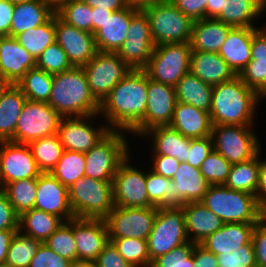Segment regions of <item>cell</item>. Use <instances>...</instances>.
Masks as SVG:
<instances>
[{
    "label": "cell",
    "mask_w": 266,
    "mask_h": 267,
    "mask_svg": "<svg viewBox=\"0 0 266 267\" xmlns=\"http://www.w3.org/2000/svg\"><path fill=\"white\" fill-rule=\"evenodd\" d=\"M148 75L132 69L100 104V115L107 119L111 130L131 133L145 118Z\"/></svg>",
    "instance_id": "6da1fadb"
},
{
    "label": "cell",
    "mask_w": 266,
    "mask_h": 267,
    "mask_svg": "<svg viewBox=\"0 0 266 267\" xmlns=\"http://www.w3.org/2000/svg\"><path fill=\"white\" fill-rule=\"evenodd\" d=\"M260 99L262 97L249 88L238 75L213 86L209 112L212 124L252 126Z\"/></svg>",
    "instance_id": "7a4b0ae2"
},
{
    "label": "cell",
    "mask_w": 266,
    "mask_h": 267,
    "mask_svg": "<svg viewBox=\"0 0 266 267\" xmlns=\"http://www.w3.org/2000/svg\"><path fill=\"white\" fill-rule=\"evenodd\" d=\"M48 104L62 117L99 115L100 103L90 91L82 67L53 74V84Z\"/></svg>",
    "instance_id": "3957f363"
},
{
    "label": "cell",
    "mask_w": 266,
    "mask_h": 267,
    "mask_svg": "<svg viewBox=\"0 0 266 267\" xmlns=\"http://www.w3.org/2000/svg\"><path fill=\"white\" fill-rule=\"evenodd\" d=\"M200 202L224 223L260 221V206L255 195L229 189L225 185H210Z\"/></svg>",
    "instance_id": "277c9868"
},
{
    "label": "cell",
    "mask_w": 266,
    "mask_h": 267,
    "mask_svg": "<svg viewBox=\"0 0 266 267\" xmlns=\"http://www.w3.org/2000/svg\"><path fill=\"white\" fill-rule=\"evenodd\" d=\"M74 217L105 219L115 207L113 181L81 177L68 187Z\"/></svg>",
    "instance_id": "5b68a950"
},
{
    "label": "cell",
    "mask_w": 266,
    "mask_h": 267,
    "mask_svg": "<svg viewBox=\"0 0 266 267\" xmlns=\"http://www.w3.org/2000/svg\"><path fill=\"white\" fill-rule=\"evenodd\" d=\"M142 11L149 20L155 46L190 43L193 21L170 0L159 2Z\"/></svg>",
    "instance_id": "8992f818"
},
{
    "label": "cell",
    "mask_w": 266,
    "mask_h": 267,
    "mask_svg": "<svg viewBox=\"0 0 266 267\" xmlns=\"http://www.w3.org/2000/svg\"><path fill=\"white\" fill-rule=\"evenodd\" d=\"M124 131L111 130L85 154V176L113 181L120 164L130 155Z\"/></svg>",
    "instance_id": "52a82bcc"
},
{
    "label": "cell",
    "mask_w": 266,
    "mask_h": 267,
    "mask_svg": "<svg viewBox=\"0 0 266 267\" xmlns=\"http://www.w3.org/2000/svg\"><path fill=\"white\" fill-rule=\"evenodd\" d=\"M191 52L190 43L157 45L143 70L149 79L175 87L189 72Z\"/></svg>",
    "instance_id": "ba28073f"
},
{
    "label": "cell",
    "mask_w": 266,
    "mask_h": 267,
    "mask_svg": "<svg viewBox=\"0 0 266 267\" xmlns=\"http://www.w3.org/2000/svg\"><path fill=\"white\" fill-rule=\"evenodd\" d=\"M188 242L182 209L158 208L147 239L150 265L154 259Z\"/></svg>",
    "instance_id": "9c48e42d"
},
{
    "label": "cell",
    "mask_w": 266,
    "mask_h": 267,
    "mask_svg": "<svg viewBox=\"0 0 266 267\" xmlns=\"http://www.w3.org/2000/svg\"><path fill=\"white\" fill-rule=\"evenodd\" d=\"M251 128L240 125H213L211 132L213 150L231 164L254 158L262 149L258 137Z\"/></svg>",
    "instance_id": "30bf717a"
},
{
    "label": "cell",
    "mask_w": 266,
    "mask_h": 267,
    "mask_svg": "<svg viewBox=\"0 0 266 267\" xmlns=\"http://www.w3.org/2000/svg\"><path fill=\"white\" fill-rule=\"evenodd\" d=\"M62 116L48 103L26 100L10 142L29 144L57 134Z\"/></svg>",
    "instance_id": "8fae6325"
},
{
    "label": "cell",
    "mask_w": 266,
    "mask_h": 267,
    "mask_svg": "<svg viewBox=\"0 0 266 267\" xmlns=\"http://www.w3.org/2000/svg\"><path fill=\"white\" fill-rule=\"evenodd\" d=\"M95 99L101 104L115 85L132 69L116 52H101L82 66Z\"/></svg>",
    "instance_id": "7c38bea8"
},
{
    "label": "cell",
    "mask_w": 266,
    "mask_h": 267,
    "mask_svg": "<svg viewBox=\"0 0 266 267\" xmlns=\"http://www.w3.org/2000/svg\"><path fill=\"white\" fill-rule=\"evenodd\" d=\"M157 207L125 208L115 206L104 219L109 238H138L147 240L152 230Z\"/></svg>",
    "instance_id": "4fadbf2b"
},
{
    "label": "cell",
    "mask_w": 266,
    "mask_h": 267,
    "mask_svg": "<svg viewBox=\"0 0 266 267\" xmlns=\"http://www.w3.org/2000/svg\"><path fill=\"white\" fill-rule=\"evenodd\" d=\"M154 48L147 15L138 11L131 18L126 40L116 53L131 69L143 70Z\"/></svg>",
    "instance_id": "5bb4252c"
},
{
    "label": "cell",
    "mask_w": 266,
    "mask_h": 267,
    "mask_svg": "<svg viewBox=\"0 0 266 267\" xmlns=\"http://www.w3.org/2000/svg\"><path fill=\"white\" fill-rule=\"evenodd\" d=\"M177 98L175 87L149 79L145 118L130 133L142 136L154 127L169 126L176 106Z\"/></svg>",
    "instance_id": "9a60e30c"
},
{
    "label": "cell",
    "mask_w": 266,
    "mask_h": 267,
    "mask_svg": "<svg viewBox=\"0 0 266 267\" xmlns=\"http://www.w3.org/2000/svg\"><path fill=\"white\" fill-rule=\"evenodd\" d=\"M115 206L152 207L146 190V173L131 166L129 156L120 164L113 178Z\"/></svg>",
    "instance_id": "2e32d148"
},
{
    "label": "cell",
    "mask_w": 266,
    "mask_h": 267,
    "mask_svg": "<svg viewBox=\"0 0 266 267\" xmlns=\"http://www.w3.org/2000/svg\"><path fill=\"white\" fill-rule=\"evenodd\" d=\"M41 173L27 144L1 142L0 188L16 180L38 178Z\"/></svg>",
    "instance_id": "e0dca14e"
},
{
    "label": "cell",
    "mask_w": 266,
    "mask_h": 267,
    "mask_svg": "<svg viewBox=\"0 0 266 267\" xmlns=\"http://www.w3.org/2000/svg\"><path fill=\"white\" fill-rule=\"evenodd\" d=\"M96 116L62 117L57 135L64 150L86 153L111 131L107 124L91 126L88 120Z\"/></svg>",
    "instance_id": "ac0fdd59"
},
{
    "label": "cell",
    "mask_w": 266,
    "mask_h": 267,
    "mask_svg": "<svg viewBox=\"0 0 266 267\" xmlns=\"http://www.w3.org/2000/svg\"><path fill=\"white\" fill-rule=\"evenodd\" d=\"M55 40L74 67L87 64L98 52L93 33L66 24L55 13Z\"/></svg>",
    "instance_id": "d6986e66"
},
{
    "label": "cell",
    "mask_w": 266,
    "mask_h": 267,
    "mask_svg": "<svg viewBox=\"0 0 266 267\" xmlns=\"http://www.w3.org/2000/svg\"><path fill=\"white\" fill-rule=\"evenodd\" d=\"M34 209L58 216L64 222L74 218L68 188L51 173H41L37 178Z\"/></svg>",
    "instance_id": "ffe728a7"
},
{
    "label": "cell",
    "mask_w": 266,
    "mask_h": 267,
    "mask_svg": "<svg viewBox=\"0 0 266 267\" xmlns=\"http://www.w3.org/2000/svg\"><path fill=\"white\" fill-rule=\"evenodd\" d=\"M73 235L78 261H95L109 242L104 219L73 218Z\"/></svg>",
    "instance_id": "44dd1931"
},
{
    "label": "cell",
    "mask_w": 266,
    "mask_h": 267,
    "mask_svg": "<svg viewBox=\"0 0 266 267\" xmlns=\"http://www.w3.org/2000/svg\"><path fill=\"white\" fill-rule=\"evenodd\" d=\"M36 68V59L13 36H0V77L16 84L24 74Z\"/></svg>",
    "instance_id": "7402d4cb"
},
{
    "label": "cell",
    "mask_w": 266,
    "mask_h": 267,
    "mask_svg": "<svg viewBox=\"0 0 266 267\" xmlns=\"http://www.w3.org/2000/svg\"><path fill=\"white\" fill-rule=\"evenodd\" d=\"M138 11L126 7L108 15L102 26L93 34L97 50L117 52L126 40L131 18Z\"/></svg>",
    "instance_id": "603a6c76"
},
{
    "label": "cell",
    "mask_w": 266,
    "mask_h": 267,
    "mask_svg": "<svg viewBox=\"0 0 266 267\" xmlns=\"http://www.w3.org/2000/svg\"><path fill=\"white\" fill-rule=\"evenodd\" d=\"M169 126L184 137L196 139L211 136L213 124L209 112L190 104L177 102Z\"/></svg>",
    "instance_id": "cb8c5ba5"
},
{
    "label": "cell",
    "mask_w": 266,
    "mask_h": 267,
    "mask_svg": "<svg viewBox=\"0 0 266 267\" xmlns=\"http://www.w3.org/2000/svg\"><path fill=\"white\" fill-rule=\"evenodd\" d=\"M255 224L257 223H224L200 245L215 255L232 253L251 241Z\"/></svg>",
    "instance_id": "d4e9b609"
},
{
    "label": "cell",
    "mask_w": 266,
    "mask_h": 267,
    "mask_svg": "<svg viewBox=\"0 0 266 267\" xmlns=\"http://www.w3.org/2000/svg\"><path fill=\"white\" fill-rule=\"evenodd\" d=\"M257 29L232 27L218 52L236 75H239L251 60L252 38Z\"/></svg>",
    "instance_id": "484cf974"
},
{
    "label": "cell",
    "mask_w": 266,
    "mask_h": 267,
    "mask_svg": "<svg viewBox=\"0 0 266 267\" xmlns=\"http://www.w3.org/2000/svg\"><path fill=\"white\" fill-rule=\"evenodd\" d=\"M189 241L200 244L219 230L224 222L201 202H189L182 208ZM192 236V237H191Z\"/></svg>",
    "instance_id": "4316f807"
},
{
    "label": "cell",
    "mask_w": 266,
    "mask_h": 267,
    "mask_svg": "<svg viewBox=\"0 0 266 267\" xmlns=\"http://www.w3.org/2000/svg\"><path fill=\"white\" fill-rule=\"evenodd\" d=\"M189 71L211 86L237 76L218 53L204 51L191 52Z\"/></svg>",
    "instance_id": "83f0119b"
},
{
    "label": "cell",
    "mask_w": 266,
    "mask_h": 267,
    "mask_svg": "<svg viewBox=\"0 0 266 267\" xmlns=\"http://www.w3.org/2000/svg\"><path fill=\"white\" fill-rule=\"evenodd\" d=\"M231 28L216 18L193 21L191 50L218 53Z\"/></svg>",
    "instance_id": "f1b7e54d"
},
{
    "label": "cell",
    "mask_w": 266,
    "mask_h": 267,
    "mask_svg": "<svg viewBox=\"0 0 266 267\" xmlns=\"http://www.w3.org/2000/svg\"><path fill=\"white\" fill-rule=\"evenodd\" d=\"M153 138V154L176 158L179 162H187L190 151V138L184 137L180 132L170 126H158L147 130L143 136Z\"/></svg>",
    "instance_id": "f546056e"
},
{
    "label": "cell",
    "mask_w": 266,
    "mask_h": 267,
    "mask_svg": "<svg viewBox=\"0 0 266 267\" xmlns=\"http://www.w3.org/2000/svg\"><path fill=\"white\" fill-rule=\"evenodd\" d=\"M172 181V193L179 195L185 203L200 202L210 187L200 169L191 166L187 162H180Z\"/></svg>",
    "instance_id": "4dcf8cb0"
},
{
    "label": "cell",
    "mask_w": 266,
    "mask_h": 267,
    "mask_svg": "<svg viewBox=\"0 0 266 267\" xmlns=\"http://www.w3.org/2000/svg\"><path fill=\"white\" fill-rule=\"evenodd\" d=\"M55 11L44 0H30L14 4L10 36L45 23Z\"/></svg>",
    "instance_id": "1f68e13d"
},
{
    "label": "cell",
    "mask_w": 266,
    "mask_h": 267,
    "mask_svg": "<svg viewBox=\"0 0 266 267\" xmlns=\"http://www.w3.org/2000/svg\"><path fill=\"white\" fill-rule=\"evenodd\" d=\"M27 98L16 84H9L0 97V140L9 141L15 133Z\"/></svg>",
    "instance_id": "d6a6232c"
},
{
    "label": "cell",
    "mask_w": 266,
    "mask_h": 267,
    "mask_svg": "<svg viewBox=\"0 0 266 267\" xmlns=\"http://www.w3.org/2000/svg\"><path fill=\"white\" fill-rule=\"evenodd\" d=\"M266 10V0H224L216 18L232 27L256 28L252 21Z\"/></svg>",
    "instance_id": "836d02e7"
},
{
    "label": "cell",
    "mask_w": 266,
    "mask_h": 267,
    "mask_svg": "<svg viewBox=\"0 0 266 267\" xmlns=\"http://www.w3.org/2000/svg\"><path fill=\"white\" fill-rule=\"evenodd\" d=\"M177 102L190 104L210 112L213 86L203 82L190 71L175 86Z\"/></svg>",
    "instance_id": "e575fe53"
},
{
    "label": "cell",
    "mask_w": 266,
    "mask_h": 267,
    "mask_svg": "<svg viewBox=\"0 0 266 267\" xmlns=\"http://www.w3.org/2000/svg\"><path fill=\"white\" fill-rule=\"evenodd\" d=\"M63 222L58 216L33 208L23 212L19 216V231L23 232L22 234L26 236L44 243Z\"/></svg>",
    "instance_id": "d590c367"
},
{
    "label": "cell",
    "mask_w": 266,
    "mask_h": 267,
    "mask_svg": "<svg viewBox=\"0 0 266 267\" xmlns=\"http://www.w3.org/2000/svg\"><path fill=\"white\" fill-rule=\"evenodd\" d=\"M146 190L149 201L157 208L182 209L186 203L176 194H173V181L154 171L146 173Z\"/></svg>",
    "instance_id": "8d00e7d4"
},
{
    "label": "cell",
    "mask_w": 266,
    "mask_h": 267,
    "mask_svg": "<svg viewBox=\"0 0 266 267\" xmlns=\"http://www.w3.org/2000/svg\"><path fill=\"white\" fill-rule=\"evenodd\" d=\"M260 154L259 152L254 158L248 161L233 164L224 185L229 189L255 195L258 186Z\"/></svg>",
    "instance_id": "74e56055"
},
{
    "label": "cell",
    "mask_w": 266,
    "mask_h": 267,
    "mask_svg": "<svg viewBox=\"0 0 266 267\" xmlns=\"http://www.w3.org/2000/svg\"><path fill=\"white\" fill-rule=\"evenodd\" d=\"M15 39L37 59L50 44L56 41L55 13L42 25L17 34Z\"/></svg>",
    "instance_id": "f35d334b"
},
{
    "label": "cell",
    "mask_w": 266,
    "mask_h": 267,
    "mask_svg": "<svg viewBox=\"0 0 266 267\" xmlns=\"http://www.w3.org/2000/svg\"><path fill=\"white\" fill-rule=\"evenodd\" d=\"M53 84V74L33 68L16 83L27 100L48 103Z\"/></svg>",
    "instance_id": "ab89813d"
},
{
    "label": "cell",
    "mask_w": 266,
    "mask_h": 267,
    "mask_svg": "<svg viewBox=\"0 0 266 267\" xmlns=\"http://www.w3.org/2000/svg\"><path fill=\"white\" fill-rule=\"evenodd\" d=\"M33 158L42 173H50L60 160L64 148L57 134L28 144Z\"/></svg>",
    "instance_id": "60d3db41"
},
{
    "label": "cell",
    "mask_w": 266,
    "mask_h": 267,
    "mask_svg": "<svg viewBox=\"0 0 266 267\" xmlns=\"http://www.w3.org/2000/svg\"><path fill=\"white\" fill-rule=\"evenodd\" d=\"M15 212L20 216L23 212L33 209L37 192V178L16 180L2 188Z\"/></svg>",
    "instance_id": "b9f144b4"
},
{
    "label": "cell",
    "mask_w": 266,
    "mask_h": 267,
    "mask_svg": "<svg viewBox=\"0 0 266 267\" xmlns=\"http://www.w3.org/2000/svg\"><path fill=\"white\" fill-rule=\"evenodd\" d=\"M67 188L85 176V154L64 150L57 165L50 172Z\"/></svg>",
    "instance_id": "7bdbcfd3"
},
{
    "label": "cell",
    "mask_w": 266,
    "mask_h": 267,
    "mask_svg": "<svg viewBox=\"0 0 266 267\" xmlns=\"http://www.w3.org/2000/svg\"><path fill=\"white\" fill-rule=\"evenodd\" d=\"M41 242L17 231L9 246L5 266L29 267Z\"/></svg>",
    "instance_id": "ee69618b"
},
{
    "label": "cell",
    "mask_w": 266,
    "mask_h": 267,
    "mask_svg": "<svg viewBox=\"0 0 266 267\" xmlns=\"http://www.w3.org/2000/svg\"><path fill=\"white\" fill-rule=\"evenodd\" d=\"M56 15L66 24L92 33V8L82 0H69L56 11Z\"/></svg>",
    "instance_id": "f6af8a7d"
},
{
    "label": "cell",
    "mask_w": 266,
    "mask_h": 267,
    "mask_svg": "<svg viewBox=\"0 0 266 267\" xmlns=\"http://www.w3.org/2000/svg\"><path fill=\"white\" fill-rule=\"evenodd\" d=\"M118 253L133 267H150L147 240L138 238H109Z\"/></svg>",
    "instance_id": "bcb514c9"
},
{
    "label": "cell",
    "mask_w": 266,
    "mask_h": 267,
    "mask_svg": "<svg viewBox=\"0 0 266 267\" xmlns=\"http://www.w3.org/2000/svg\"><path fill=\"white\" fill-rule=\"evenodd\" d=\"M44 243L61 257L72 262L78 261L77 248L73 235V218L63 222Z\"/></svg>",
    "instance_id": "7dc6e473"
},
{
    "label": "cell",
    "mask_w": 266,
    "mask_h": 267,
    "mask_svg": "<svg viewBox=\"0 0 266 267\" xmlns=\"http://www.w3.org/2000/svg\"><path fill=\"white\" fill-rule=\"evenodd\" d=\"M221 154L213 150L200 166V172L210 185H224L228 179L231 167Z\"/></svg>",
    "instance_id": "c3c4849f"
},
{
    "label": "cell",
    "mask_w": 266,
    "mask_h": 267,
    "mask_svg": "<svg viewBox=\"0 0 266 267\" xmlns=\"http://www.w3.org/2000/svg\"><path fill=\"white\" fill-rule=\"evenodd\" d=\"M63 48L55 41L36 59V68L50 74L61 73L72 68Z\"/></svg>",
    "instance_id": "681fc988"
},
{
    "label": "cell",
    "mask_w": 266,
    "mask_h": 267,
    "mask_svg": "<svg viewBox=\"0 0 266 267\" xmlns=\"http://www.w3.org/2000/svg\"><path fill=\"white\" fill-rule=\"evenodd\" d=\"M194 246L195 243L188 242L175 247L170 252L154 259L150 267H194Z\"/></svg>",
    "instance_id": "f907efd6"
},
{
    "label": "cell",
    "mask_w": 266,
    "mask_h": 267,
    "mask_svg": "<svg viewBox=\"0 0 266 267\" xmlns=\"http://www.w3.org/2000/svg\"><path fill=\"white\" fill-rule=\"evenodd\" d=\"M238 76L263 99L266 98V63L250 60Z\"/></svg>",
    "instance_id": "816d5d0a"
},
{
    "label": "cell",
    "mask_w": 266,
    "mask_h": 267,
    "mask_svg": "<svg viewBox=\"0 0 266 267\" xmlns=\"http://www.w3.org/2000/svg\"><path fill=\"white\" fill-rule=\"evenodd\" d=\"M218 267H257L252 241L232 253L216 255Z\"/></svg>",
    "instance_id": "f5cc1de1"
},
{
    "label": "cell",
    "mask_w": 266,
    "mask_h": 267,
    "mask_svg": "<svg viewBox=\"0 0 266 267\" xmlns=\"http://www.w3.org/2000/svg\"><path fill=\"white\" fill-rule=\"evenodd\" d=\"M72 261L56 254L47 244L41 243L29 267H71Z\"/></svg>",
    "instance_id": "db71d44e"
},
{
    "label": "cell",
    "mask_w": 266,
    "mask_h": 267,
    "mask_svg": "<svg viewBox=\"0 0 266 267\" xmlns=\"http://www.w3.org/2000/svg\"><path fill=\"white\" fill-rule=\"evenodd\" d=\"M213 151L211 136L190 139V151L187 154V163L200 168L206 157Z\"/></svg>",
    "instance_id": "11a10c76"
},
{
    "label": "cell",
    "mask_w": 266,
    "mask_h": 267,
    "mask_svg": "<svg viewBox=\"0 0 266 267\" xmlns=\"http://www.w3.org/2000/svg\"><path fill=\"white\" fill-rule=\"evenodd\" d=\"M19 230V215L9 202L5 191L0 188V231Z\"/></svg>",
    "instance_id": "9f6ffc18"
},
{
    "label": "cell",
    "mask_w": 266,
    "mask_h": 267,
    "mask_svg": "<svg viewBox=\"0 0 266 267\" xmlns=\"http://www.w3.org/2000/svg\"><path fill=\"white\" fill-rule=\"evenodd\" d=\"M96 267H133L119 253L115 245L109 241L95 260Z\"/></svg>",
    "instance_id": "6f0895ef"
},
{
    "label": "cell",
    "mask_w": 266,
    "mask_h": 267,
    "mask_svg": "<svg viewBox=\"0 0 266 267\" xmlns=\"http://www.w3.org/2000/svg\"><path fill=\"white\" fill-rule=\"evenodd\" d=\"M182 13L192 21L206 18V7L210 0H170Z\"/></svg>",
    "instance_id": "680465c9"
},
{
    "label": "cell",
    "mask_w": 266,
    "mask_h": 267,
    "mask_svg": "<svg viewBox=\"0 0 266 267\" xmlns=\"http://www.w3.org/2000/svg\"><path fill=\"white\" fill-rule=\"evenodd\" d=\"M252 244L257 267H266V224L259 221L252 232Z\"/></svg>",
    "instance_id": "91938a15"
},
{
    "label": "cell",
    "mask_w": 266,
    "mask_h": 267,
    "mask_svg": "<svg viewBox=\"0 0 266 267\" xmlns=\"http://www.w3.org/2000/svg\"><path fill=\"white\" fill-rule=\"evenodd\" d=\"M180 162L173 157L165 155H153L152 171L168 179H172L179 168Z\"/></svg>",
    "instance_id": "94428289"
},
{
    "label": "cell",
    "mask_w": 266,
    "mask_h": 267,
    "mask_svg": "<svg viewBox=\"0 0 266 267\" xmlns=\"http://www.w3.org/2000/svg\"><path fill=\"white\" fill-rule=\"evenodd\" d=\"M260 28L253 33L251 45V60L266 63V26Z\"/></svg>",
    "instance_id": "6125c7cd"
},
{
    "label": "cell",
    "mask_w": 266,
    "mask_h": 267,
    "mask_svg": "<svg viewBox=\"0 0 266 267\" xmlns=\"http://www.w3.org/2000/svg\"><path fill=\"white\" fill-rule=\"evenodd\" d=\"M193 261L194 267H218L216 255L200 244H195L193 248Z\"/></svg>",
    "instance_id": "be15d7a7"
},
{
    "label": "cell",
    "mask_w": 266,
    "mask_h": 267,
    "mask_svg": "<svg viewBox=\"0 0 266 267\" xmlns=\"http://www.w3.org/2000/svg\"><path fill=\"white\" fill-rule=\"evenodd\" d=\"M14 4L8 0H0V36H10L11 19Z\"/></svg>",
    "instance_id": "e7e4bbea"
},
{
    "label": "cell",
    "mask_w": 266,
    "mask_h": 267,
    "mask_svg": "<svg viewBox=\"0 0 266 267\" xmlns=\"http://www.w3.org/2000/svg\"><path fill=\"white\" fill-rule=\"evenodd\" d=\"M255 197L259 206L266 201V159L265 161H260L258 186Z\"/></svg>",
    "instance_id": "03108f58"
},
{
    "label": "cell",
    "mask_w": 266,
    "mask_h": 267,
    "mask_svg": "<svg viewBox=\"0 0 266 267\" xmlns=\"http://www.w3.org/2000/svg\"><path fill=\"white\" fill-rule=\"evenodd\" d=\"M91 8L99 7V9H109L111 11H118L126 8L124 0H82Z\"/></svg>",
    "instance_id": "003e7915"
},
{
    "label": "cell",
    "mask_w": 266,
    "mask_h": 267,
    "mask_svg": "<svg viewBox=\"0 0 266 267\" xmlns=\"http://www.w3.org/2000/svg\"><path fill=\"white\" fill-rule=\"evenodd\" d=\"M19 230L0 231V266L5 265L6 255L15 234Z\"/></svg>",
    "instance_id": "a7ac6f4b"
},
{
    "label": "cell",
    "mask_w": 266,
    "mask_h": 267,
    "mask_svg": "<svg viewBox=\"0 0 266 267\" xmlns=\"http://www.w3.org/2000/svg\"><path fill=\"white\" fill-rule=\"evenodd\" d=\"M113 11L109 9H99V7L92 8V33L94 34L106 20L108 15H111Z\"/></svg>",
    "instance_id": "89a4df30"
},
{
    "label": "cell",
    "mask_w": 266,
    "mask_h": 267,
    "mask_svg": "<svg viewBox=\"0 0 266 267\" xmlns=\"http://www.w3.org/2000/svg\"><path fill=\"white\" fill-rule=\"evenodd\" d=\"M222 8H224V0H210V4L206 7V18H217Z\"/></svg>",
    "instance_id": "2644e50d"
},
{
    "label": "cell",
    "mask_w": 266,
    "mask_h": 267,
    "mask_svg": "<svg viewBox=\"0 0 266 267\" xmlns=\"http://www.w3.org/2000/svg\"><path fill=\"white\" fill-rule=\"evenodd\" d=\"M165 0H124L126 7L134 8L136 10L142 11L147 7H150L159 2Z\"/></svg>",
    "instance_id": "8c879c8a"
},
{
    "label": "cell",
    "mask_w": 266,
    "mask_h": 267,
    "mask_svg": "<svg viewBox=\"0 0 266 267\" xmlns=\"http://www.w3.org/2000/svg\"><path fill=\"white\" fill-rule=\"evenodd\" d=\"M71 267H96L95 261H75Z\"/></svg>",
    "instance_id": "753ad0ef"
},
{
    "label": "cell",
    "mask_w": 266,
    "mask_h": 267,
    "mask_svg": "<svg viewBox=\"0 0 266 267\" xmlns=\"http://www.w3.org/2000/svg\"><path fill=\"white\" fill-rule=\"evenodd\" d=\"M54 11L69 0H44Z\"/></svg>",
    "instance_id": "34e18365"
},
{
    "label": "cell",
    "mask_w": 266,
    "mask_h": 267,
    "mask_svg": "<svg viewBox=\"0 0 266 267\" xmlns=\"http://www.w3.org/2000/svg\"><path fill=\"white\" fill-rule=\"evenodd\" d=\"M260 221L266 224V201L260 206Z\"/></svg>",
    "instance_id": "11e5206c"
},
{
    "label": "cell",
    "mask_w": 266,
    "mask_h": 267,
    "mask_svg": "<svg viewBox=\"0 0 266 267\" xmlns=\"http://www.w3.org/2000/svg\"><path fill=\"white\" fill-rule=\"evenodd\" d=\"M8 85L9 83L0 77V97H1L2 92L5 90V88Z\"/></svg>",
    "instance_id": "2a66077c"
},
{
    "label": "cell",
    "mask_w": 266,
    "mask_h": 267,
    "mask_svg": "<svg viewBox=\"0 0 266 267\" xmlns=\"http://www.w3.org/2000/svg\"><path fill=\"white\" fill-rule=\"evenodd\" d=\"M8 1L12 2L13 4H17V3H22V2L30 1V0H8Z\"/></svg>",
    "instance_id": "b9fcfbb0"
}]
</instances>
